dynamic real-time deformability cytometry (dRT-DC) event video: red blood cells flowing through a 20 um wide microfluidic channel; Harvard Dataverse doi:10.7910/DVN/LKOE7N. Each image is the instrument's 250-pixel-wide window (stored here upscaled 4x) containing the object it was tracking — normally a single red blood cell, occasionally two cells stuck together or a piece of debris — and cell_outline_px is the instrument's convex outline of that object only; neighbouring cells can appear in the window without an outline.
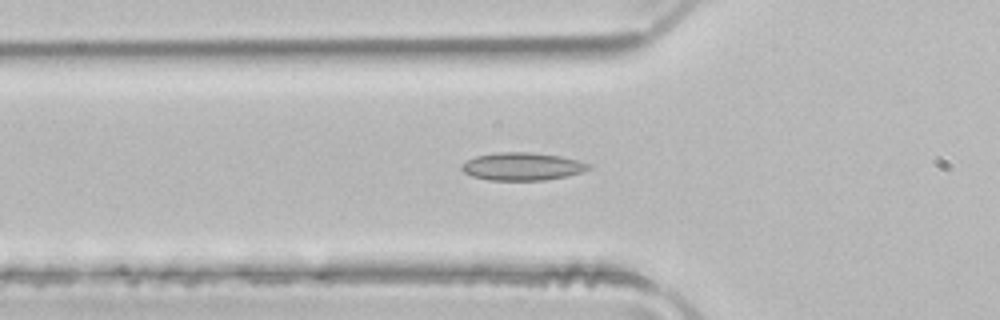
{"species": "common noctule bat (a hibernating species)", "species_latin": "Nyctalus noctula", "temperature_condition": "room temperature", "stored_images_in_passage": 44, "camera_frame_rate_fps": 3000, "um_per_image_px": 0.085, "animal": {"sex": "male", "body_mass_g": 21.5, "forearm_length_mm": 52.0}, "frame": {"image": 1, "passage_image": 16, "time_ms": 5.0, "image_size_px": [1000, 320], "cell_outline_px": [[592, 168], [568, 176], [544, 180], [488, 180], [472, 176], [464, 172], [460, 168], [460, 164], [476, 156], [500, 152], [532, 152], [560, 156], [592, 164]], "centroid_in_image_um": [44.39, 14.15], "position_along_channel_um": 81.4, "area_um2": 20.58}}
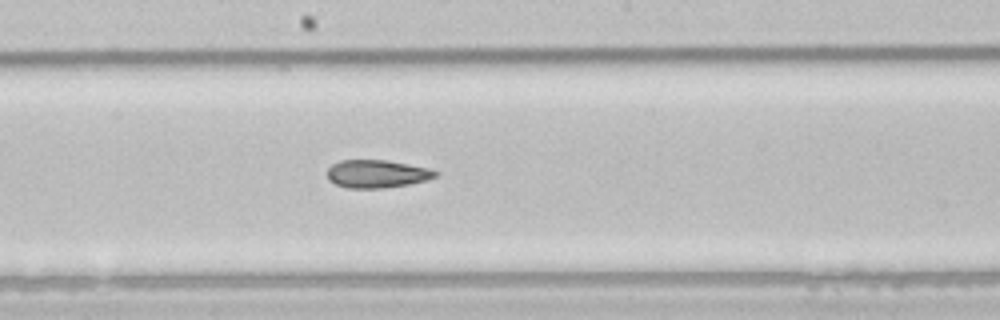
{"frame": {"image": 2, "passage_image": 26, "time_ms": 8.333, "image_size_px": [1000, 320], "cell_outline_px": [[440, 172], [436, 176], [428, 180], [408, 184], [384, 188], [348, 188], [336, 184], [328, 180], [328, 168], [332, 164], [340, 160], [384, 160], [408, 164], [428, 168]], "centroid_in_image_um": [32.04, 14.78], "position_along_channel_um": 216.2, "area_um2": 17.57}}
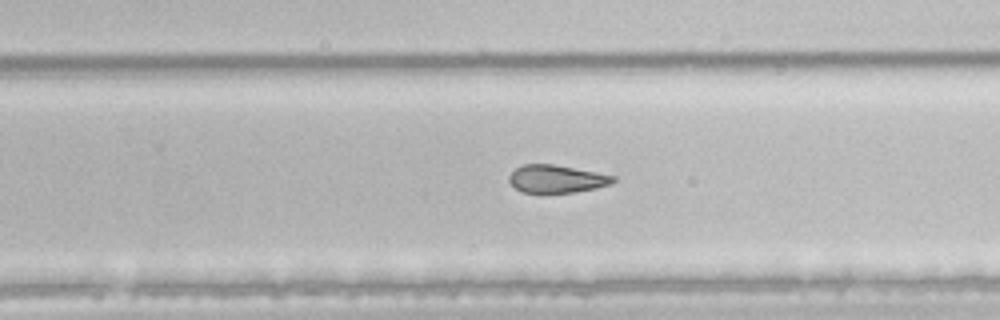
{"frame": {"image": 3, "passage_image": 31, "time_ms": 10.0, "image_size_px": [1000, 320], "cell_outline_px": [[616, 180], [612, 184], [596, 188], [572, 192], [524, 192], [516, 188], [508, 180], [508, 176], [516, 168], [524, 164], [552, 164], [596, 172], [616, 176]], "centroid_in_image_um": [47.33, 15.2], "position_along_channel_um": 282.5, "area_um2": 16.65}, "authors_computed_cell_mechanics": {"area_um2": 19.2763, "velocity_mm_per_s": 4.0127, "shape_relaxation_time_tau1_ms": null, "shape_relaxation_time_tau2_ms": 2.8001, "deformation_change_tau1": null, "deformation_change_tau2": 0.0986}}